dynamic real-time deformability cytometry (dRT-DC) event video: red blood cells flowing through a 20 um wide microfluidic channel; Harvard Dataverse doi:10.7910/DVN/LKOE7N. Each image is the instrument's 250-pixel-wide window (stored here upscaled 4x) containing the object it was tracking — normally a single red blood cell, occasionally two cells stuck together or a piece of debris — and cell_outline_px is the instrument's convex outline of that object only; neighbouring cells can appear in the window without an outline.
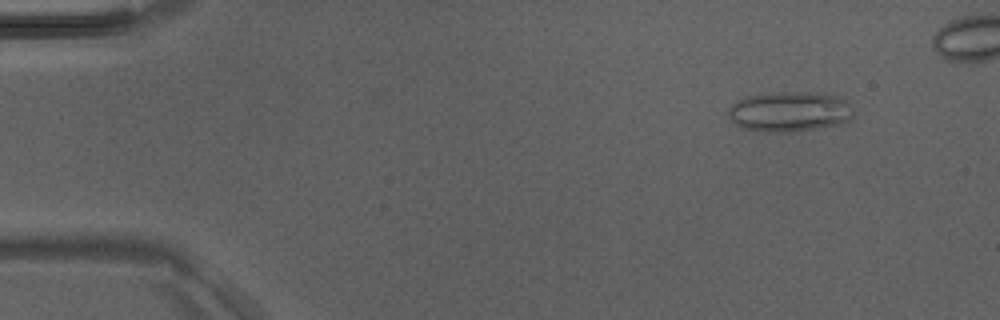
{"species": "Egyptian fruit bat (a non-hibernating species)", "species_latin": "Rousettus aegyptiacus", "temperature_condition": "room temperature", "stored_images_in_passage": 6, "camera_frame_rate_fps": 3000, "um_per_image_px": 0.085, "animal": {"sex": "male"}, "frame": {"image": 1, "passage_image": 2, "time_ms": 0.333, "image_size_px": [1000, 320], "cell_outline_px": [[852, 116], [848, 120], [840, 124], [816, 128], [788, 132], [764, 132], [740, 128], [728, 116], [728, 108], [736, 100], [748, 96], [780, 92], [824, 92], [844, 96], [852, 108]], "centroid_in_image_um": [67.13, 9.47], "position_along_channel_um": 17.9, "area_um2": 29.65}}